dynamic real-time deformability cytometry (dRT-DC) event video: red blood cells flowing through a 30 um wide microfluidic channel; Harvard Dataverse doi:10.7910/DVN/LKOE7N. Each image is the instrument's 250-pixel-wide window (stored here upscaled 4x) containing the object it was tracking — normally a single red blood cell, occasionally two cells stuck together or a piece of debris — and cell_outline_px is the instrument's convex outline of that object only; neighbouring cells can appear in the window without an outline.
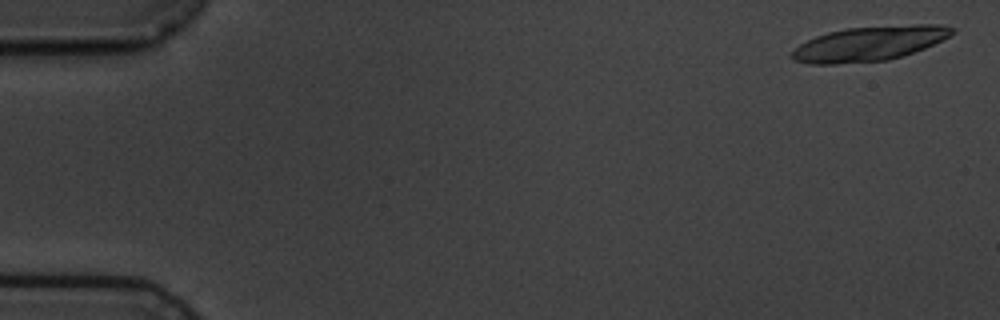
{"species": "common noctule bat (a hibernating species)", "species_latin": "Nyctalus noctula", "temperature_condition": "cold", "stored_images_in_passage": 7, "segment_of_instrument_passage": [1, 2], "camera_frame_rate_fps": 3000, "um_per_image_px": 0.085, "animal": {"sex": "male", "body_mass_g": 19.5, "forearm_length_mm": 54.6}, "frame": {"image": 1, "passage_image": 1, "time_ms": 0.0, "image_size_px": [1000, 320], "cell_outline_px": [[956, 32], [924, 48], [888, 60], [832, 64], [808, 64], [792, 60], [788, 56], [800, 44], [816, 36], [828, 32], [848, 28], [916, 24], [944, 24], [956, 28]], "centroid_in_image_um": [73.87, 3.7], "position_along_channel_um": 11.1, "area_um2": 32.19}}